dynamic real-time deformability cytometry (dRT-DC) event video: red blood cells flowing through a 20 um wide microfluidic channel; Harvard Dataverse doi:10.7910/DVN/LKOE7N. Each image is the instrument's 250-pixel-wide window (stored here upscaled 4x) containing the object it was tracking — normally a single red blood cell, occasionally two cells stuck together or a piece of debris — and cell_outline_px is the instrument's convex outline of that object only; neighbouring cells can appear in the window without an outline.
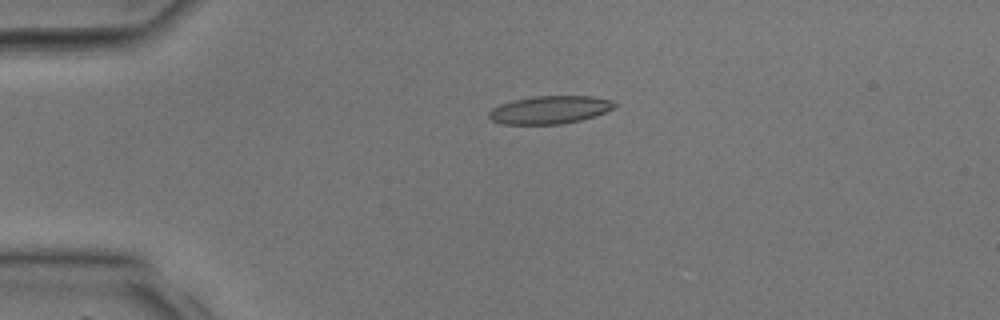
{"species": "common noctule bat (a hibernating species)", "species_latin": "Nyctalus noctula", "temperature_condition": "room temperature", "stored_images_in_passage": 26, "camera_frame_rate_fps": 3000, "um_per_image_px": 0.085, "animal": {"sex": "male", "body_mass_g": 17.9, "forearm_length_mm": 54.2}, "frame": {"image": 1, "passage_image": 1, "time_ms": 0.0, "image_size_px": [1000, 320], "cell_outline_px": [[616, 108], [580, 120], [560, 124], [500, 124], [492, 120], [488, 116], [488, 112], [492, 108], [500, 104], [512, 100], [532, 96], [592, 96], [608, 100], [616, 104]], "centroid_in_image_um": [46.67, 9.33], "position_along_channel_um": 38.3, "area_um2": 20.35}}
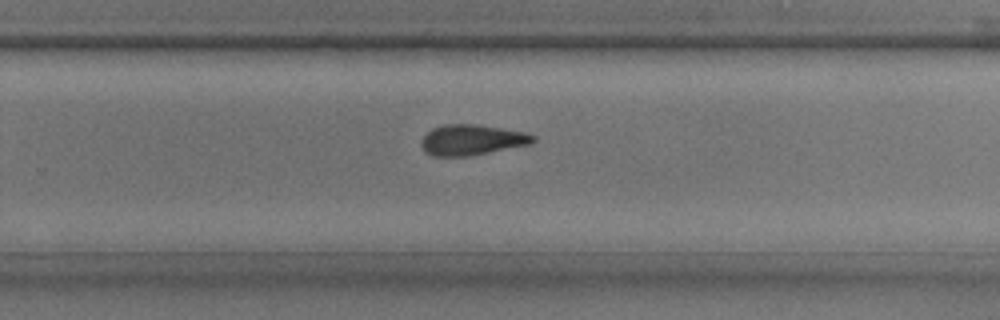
{"frame": {"image": 2, "passage_image": 17, "time_ms": 5.333, "image_size_px": [1000, 320], "cell_outline_px": [[536, 140], [532, 144], [468, 156], [432, 156], [424, 152], [420, 144], [420, 140], [432, 128], [444, 124], [476, 124], [524, 132], [536, 136]], "centroid_in_image_um": [40.09, 11.89], "position_along_channel_um": 289.7, "area_um2": 20.0}}
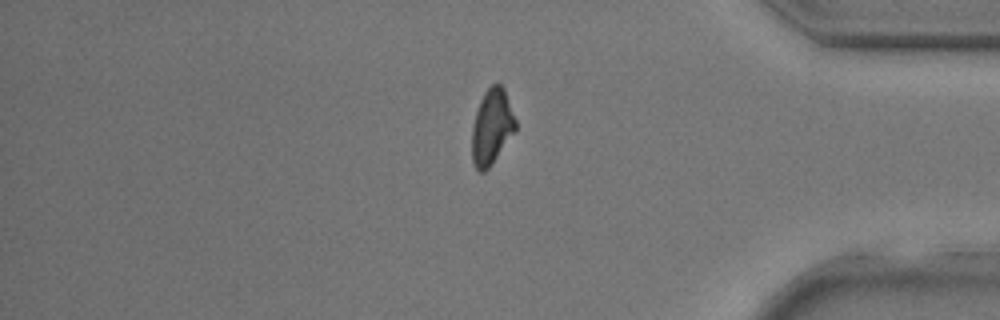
{"frame": {"image": 3, "passage_image": 24, "time_ms": 7.667, "image_size_px": [1000, 320], "cell_outline_px": [[516, 132], [492, 164], [484, 172], [480, 172], [472, 164], [472, 124], [480, 100], [484, 92], [496, 80], [504, 88], [516, 120]], "centroid_in_image_um": [41.81, 10.78], "position_along_channel_um": 393.4, "area_um2": 19.48}}